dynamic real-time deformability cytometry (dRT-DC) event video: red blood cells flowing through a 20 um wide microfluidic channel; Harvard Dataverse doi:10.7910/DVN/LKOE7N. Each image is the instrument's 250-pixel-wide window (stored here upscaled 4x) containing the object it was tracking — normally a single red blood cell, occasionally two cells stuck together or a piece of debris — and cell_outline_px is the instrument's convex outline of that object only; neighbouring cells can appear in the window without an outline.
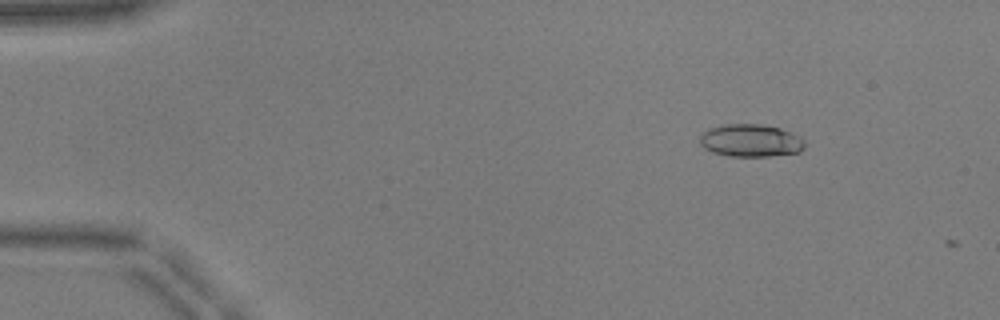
{"species": "common noctule bat (a hibernating species)", "species_latin": "Nyctalus noctula", "temperature_condition": "warm", "stored_images_in_passage": 5, "camera_frame_rate_fps": 3000, "um_per_image_px": 0.085, "animal": {"sex": "male", "body_mass_g": 17.9, "forearm_length_mm": 54.2}, "frame": {"image": 1, "passage_image": 4, "time_ms": 1.0, "image_size_px": [1000, 320], "cell_outline_px": [[804, 148], [800, 152], [768, 156], [728, 156], [712, 152], [704, 148], [700, 144], [700, 136], [708, 128], [724, 124], [760, 124], [780, 128], [800, 136], [804, 140]], "centroid_in_image_um": [63.8, 11.94], "position_along_channel_um": 21.2, "area_um2": 20.0}}